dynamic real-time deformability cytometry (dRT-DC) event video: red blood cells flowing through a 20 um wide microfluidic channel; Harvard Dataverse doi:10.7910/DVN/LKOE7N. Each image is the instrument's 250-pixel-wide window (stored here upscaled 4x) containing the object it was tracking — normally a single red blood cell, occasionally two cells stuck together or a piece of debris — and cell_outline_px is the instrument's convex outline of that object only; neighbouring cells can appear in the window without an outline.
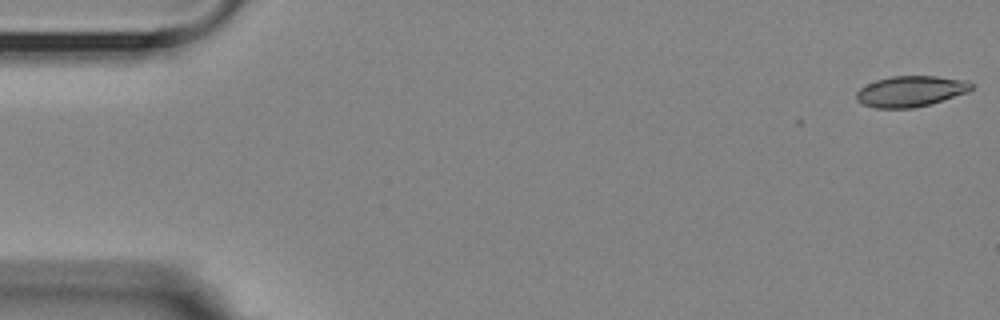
{"species": "Egyptian fruit bat (a non-hibernating species)", "species_latin": "Rousettus aegyptiacus", "temperature_condition": "room temperature", "stored_images_in_passage": 8, "camera_frame_rate_fps": 3000, "um_per_image_px": 0.085, "animal": {"sex": "female"}, "frame": {"image": 1, "passage_image": 1, "time_ms": 0.0, "image_size_px": [1000, 320], "cell_outline_px": [[972, 88], [968, 92], [928, 104], [912, 108], [876, 108], [864, 104], [856, 100], [856, 92], [860, 88], [876, 80], [892, 76], [936, 76], [968, 80], [972, 84]], "centroid_in_image_um": [77.4, 7.75], "position_along_channel_um": 7.6, "area_um2": 20.46}}